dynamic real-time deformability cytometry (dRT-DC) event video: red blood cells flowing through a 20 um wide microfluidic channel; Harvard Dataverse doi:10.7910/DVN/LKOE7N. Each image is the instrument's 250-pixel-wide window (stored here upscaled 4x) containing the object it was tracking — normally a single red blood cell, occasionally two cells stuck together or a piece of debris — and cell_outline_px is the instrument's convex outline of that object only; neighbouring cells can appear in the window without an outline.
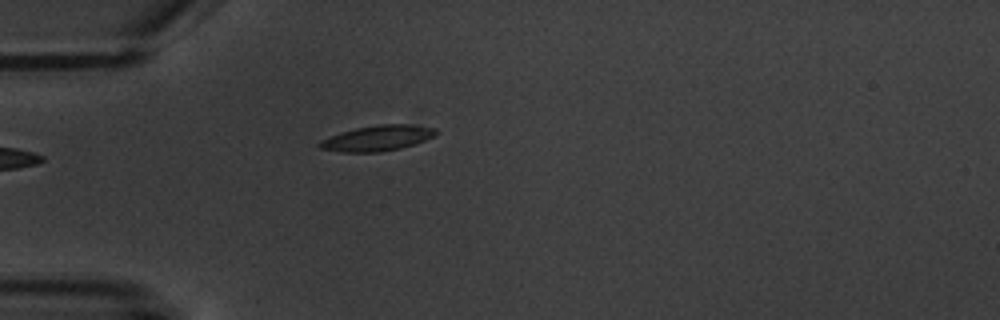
{"species": "common noctule bat (a hibernating species)", "species_latin": "Nyctalus noctula", "temperature_condition": "warm", "stored_images_in_passage": 1, "camera_frame_rate_fps": 3000, "um_per_image_px": 0.085, "animal": {"sex": "male", "body_mass_g": 20.1, "forearm_length_mm": 53.5}, "frame": {"image": 1, "passage_image": 1, "time_ms": 0.0, "image_size_px": [1000, 320], "cell_outline_px": [[440, 132], [436, 136], [400, 148], [380, 152], [340, 152], [320, 148], [316, 144], [320, 140], [340, 132], [356, 128], [380, 124], [408, 124], [436, 128]], "centroid_in_image_um": [32.07, 11.74], "position_along_channel_um": 52.9, "area_um2": 17.34}}